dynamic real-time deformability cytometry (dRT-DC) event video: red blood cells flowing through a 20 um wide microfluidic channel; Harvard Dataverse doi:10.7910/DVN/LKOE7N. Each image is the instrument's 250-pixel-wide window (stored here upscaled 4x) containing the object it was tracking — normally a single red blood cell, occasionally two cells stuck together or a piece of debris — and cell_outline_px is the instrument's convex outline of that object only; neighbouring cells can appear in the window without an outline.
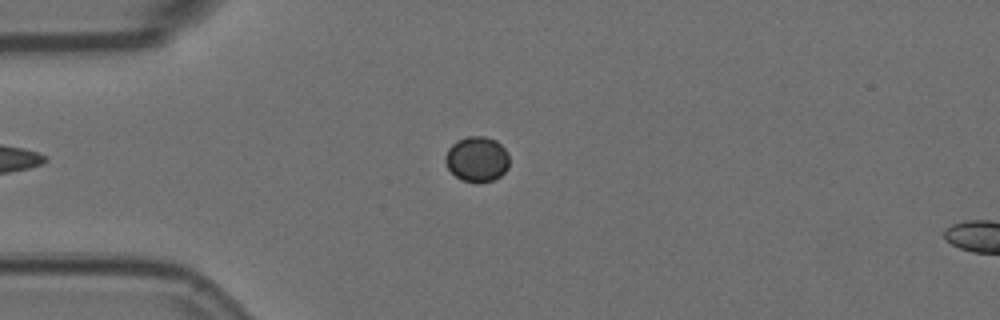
{"species": "Egyptian fruit bat (a non-hibernating species)", "species_latin": "Rousettus aegyptiacus", "temperature_condition": "room temperature", "stored_images_in_passage": 10, "camera_frame_rate_fps": 3000, "um_per_image_px": 0.085, "animal": {"sex": "female"}, "frame": {"image": 1, "passage_image": 3, "time_ms": 0.667, "image_size_px": [1000, 320], "cell_outline_px": [[508, 168], [500, 176], [492, 180], [476, 184], [460, 180], [448, 168], [444, 160], [444, 156], [448, 148], [456, 140], [468, 136], [484, 136], [496, 140], [508, 152]], "centroid_in_image_um": [40.52, 13.53], "position_along_channel_um": 44.5, "area_um2": 17.11}}
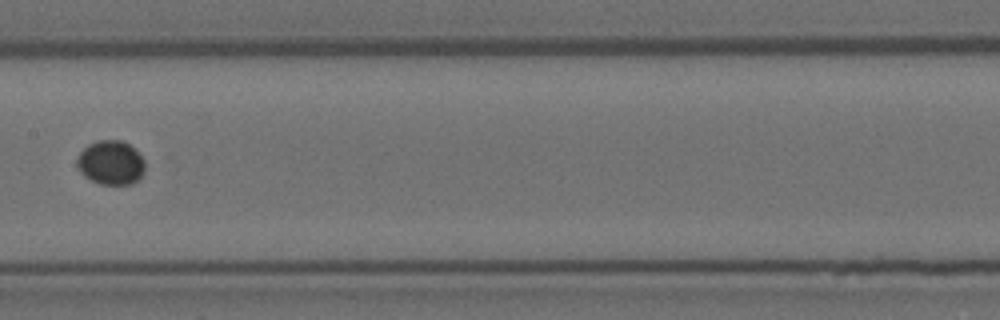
{"frame": {"image": 2, "passage_image": 7, "time_ms": 2.0, "image_size_px": [1000, 320], "cell_outline_px": [[144, 168], [140, 176], [132, 184], [100, 184], [84, 176], [80, 172], [76, 164], [76, 160], [80, 152], [88, 144], [100, 140], [124, 140], [136, 148], [144, 160]], "centroid_in_image_um": [9.41, 13.8], "position_along_channel_um": 198.0, "area_um2": 17.57}}
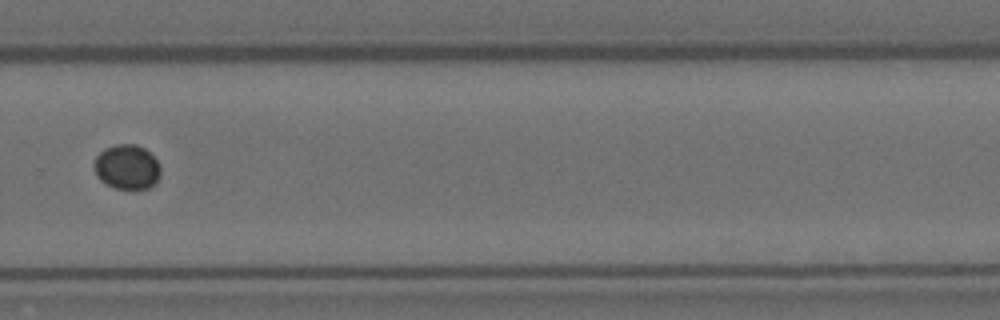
{"frame": {"image": 3, "passage_image": 10, "time_ms": 3.0, "image_size_px": [1000, 320], "cell_outline_px": [[160, 176], [156, 184], [148, 188], [132, 192], [116, 188], [100, 180], [96, 176], [96, 156], [104, 148], [116, 144], [136, 144], [144, 148], [156, 160], [160, 168]], "centroid_in_image_um": [10.83, 14.23], "position_along_channel_um": 319.0, "area_um2": 17.51}}